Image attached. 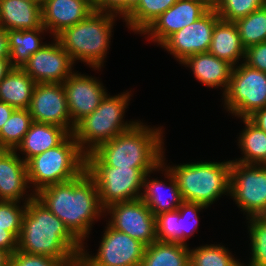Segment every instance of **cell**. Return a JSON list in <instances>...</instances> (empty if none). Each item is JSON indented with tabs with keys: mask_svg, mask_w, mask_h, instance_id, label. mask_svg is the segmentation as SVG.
Here are the masks:
<instances>
[{
	"mask_svg": "<svg viewBox=\"0 0 266 266\" xmlns=\"http://www.w3.org/2000/svg\"><path fill=\"white\" fill-rule=\"evenodd\" d=\"M178 0H140L138 6L124 19L130 30L142 34L162 13Z\"/></svg>",
	"mask_w": 266,
	"mask_h": 266,
	"instance_id": "obj_29",
	"label": "cell"
},
{
	"mask_svg": "<svg viewBox=\"0 0 266 266\" xmlns=\"http://www.w3.org/2000/svg\"><path fill=\"white\" fill-rule=\"evenodd\" d=\"M84 245L95 219L105 213L95 181L85 170L76 178L47 186L35 194ZM102 213V214H101Z\"/></svg>",
	"mask_w": 266,
	"mask_h": 266,
	"instance_id": "obj_1",
	"label": "cell"
},
{
	"mask_svg": "<svg viewBox=\"0 0 266 266\" xmlns=\"http://www.w3.org/2000/svg\"><path fill=\"white\" fill-rule=\"evenodd\" d=\"M210 7H214L219 0H204Z\"/></svg>",
	"mask_w": 266,
	"mask_h": 266,
	"instance_id": "obj_49",
	"label": "cell"
},
{
	"mask_svg": "<svg viewBox=\"0 0 266 266\" xmlns=\"http://www.w3.org/2000/svg\"><path fill=\"white\" fill-rule=\"evenodd\" d=\"M265 5L266 0H219L213 8L221 20L235 22Z\"/></svg>",
	"mask_w": 266,
	"mask_h": 266,
	"instance_id": "obj_34",
	"label": "cell"
},
{
	"mask_svg": "<svg viewBox=\"0 0 266 266\" xmlns=\"http://www.w3.org/2000/svg\"><path fill=\"white\" fill-rule=\"evenodd\" d=\"M32 123L29 109H15L0 130V149L15 150Z\"/></svg>",
	"mask_w": 266,
	"mask_h": 266,
	"instance_id": "obj_30",
	"label": "cell"
},
{
	"mask_svg": "<svg viewBox=\"0 0 266 266\" xmlns=\"http://www.w3.org/2000/svg\"><path fill=\"white\" fill-rule=\"evenodd\" d=\"M166 168L176 179L183 201L200 203L208 208L223 194L230 195V160L187 163Z\"/></svg>",
	"mask_w": 266,
	"mask_h": 266,
	"instance_id": "obj_6",
	"label": "cell"
},
{
	"mask_svg": "<svg viewBox=\"0 0 266 266\" xmlns=\"http://www.w3.org/2000/svg\"><path fill=\"white\" fill-rule=\"evenodd\" d=\"M11 254L0 249V266H9Z\"/></svg>",
	"mask_w": 266,
	"mask_h": 266,
	"instance_id": "obj_48",
	"label": "cell"
},
{
	"mask_svg": "<svg viewBox=\"0 0 266 266\" xmlns=\"http://www.w3.org/2000/svg\"><path fill=\"white\" fill-rule=\"evenodd\" d=\"M220 20L215 9L211 7L202 17L189 26L171 35L161 47L174 55L180 63L187 57L209 51L212 33Z\"/></svg>",
	"mask_w": 266,
	"mask_h": 266,
	"instance_id": "obj_14",
	"label": "cell"
},
{
	"mask_svg": "<svg viewBox=\"0 0 266 266\" xmlns=\"http://www.w3.org/2000/svg\"><path fill=\"white\" fill-rule=\"evenodd\" d=\"M9 43L7 30L0 26V59H9Z\"/></svg>",
	"mask_w": 266,
	"mask_h": 266,
	"instance_id": "obj_43",
	"label": "cell"
},
{
	"mask_svg": "<svg viewBox=\"0 0 266 266\" xmlns=\"http://www.w3.org/2000/svg\"><path fill=\"white\" fill-rule=\"evenodd\" d=\"M180 64L190 67L194 77L203 85L224 88L227 91L234 66L213 56L211 53H198L187 57Z\"/></svg>",
	"mask_w": 266,
	"mask_h": 266,
	"instance_id": "obj_21",
	"label": "cell"
},
{
	"mask_svg": "<svg viewBox=\"0 0 266 266\" xmlns=\"http://www.w3.org/2000/svg\"><path fill=\"white\" fill-rule=\"evenodd\" d=\"M11 68L9 59H0V81L6 76Z\"/></svg>",
	"mask_w": 266,
	"mask_h": 266,
	"instance_id": "obj_46",
	"label": "cell"
},
{
	"mask_svg": "<svg viewBox=\"0 0 266 266\" xmlns=\"http://www.w3.org/2000/svg\"><path fill=\"white\" fill-rule=\"evenodd\" d=\"M32 195V196H31ZM25 197L24 205L20 207V202L0 201V227H7L17 238L22 228V220L26 211V202L35 197L34 193H30ZM19 203V204H18Z\"/></svg>",
	"mask_w": 266,
	"mask_h": 266,
	"instance_id": "obj_35",
	"label": "cell"
},
{
	"mask_svg": "<svg viewBox=\"0 0 266 266\" xmlns=\"http://www.w3.org/2000/svg\"><path fill=\"white\" fill-rule=\"evenodd\" d=\"M244 64L266 73V42L245 49Z\"/></svg>",
	"mask_w": 266,
	"mask_h": 266,
	"instance_id": "obj_39",
	"label": "cell"
},
{
	"mask_svg": "<svg viewBox=\"0 0 266 266\" xmlns=\"http://www.w3.org/2000/svg\"><path fill=\"white\" fill-rule=\"evenodd\" d=\"M93 11V6L87 0H44L43 26L54 38L67 27L85 19Z\"/></svg>",
	"mask_w": 266,
	"mask_h": 266,
	"instance_id": "obj_18",
	"label": "cell"
},
{
	"mask_svg": "<svg viewBox=\"0 0 266 266\" xmlns=\"http://www.w3.org/2000/svg\"><path fill=\"white\" fill-rule=\"evenodd\" d=\"M224 246L204 245L190 250V266H242Z\"/></svg>",
	"mask_w": 266,
	"mask_h": 266,
	"instance_id": "obj_32",
	"label": "cell"
},
{
	"mask_svg": "<svg viewBox=\"0 0 266 266\" xmlns=\"http://www.w3.org/2000/svg\"><path fill=\"white\" fill-rule=\"evenodd\" d=\"M95 256L83 253L97 266H141L146 245L129 235L115 230L109 224Z\"/></svg>",
	"mask_w": 266,
	"mask_h": 266,
	"instance_id": "obj_13",
	"label": "cell"
},
{
	"mask_svg": "<svg viewBox=\"0 0 266 266\" xmlns=\"http://www.w3.org/2000/svg\"><path fill=\"white\" fill-rule=\"evenodd\" d=\"M62 85L74 126L90 115L107 94L99 79L77 72H73Z\"/></svg>",
	"mask_w": 266,
	"mask_h": 266,
	"instance_id": "obj_16",
	"label": "cell"
},
{
	"mask_svg": "<svg viewBox=\"0 0 266 266\" xmlns=\"http://www.w3.org/2000/svg\"><path fill=\"white\" fill-rule=\"evenodd\" d=\"M18 238L7 230V227H0V249L11 255L17 250Z\"/></svg>",
	"mask_w": 266,
	"mask_h": 266,
	"instance_id": "obj_41",
	"label": "cell"
},
{
	"mask_svg": "<svg viewBox=\"0 0 266 266\" xmlns=\"http://www.w3.org/2000/svg\"><path fill=\"white\" fill-rule=\"evenodd\" d=\"M248 119L266 133V107L255 111Z\"/></svg>",
	"mask_w": 266,
	"mask_h": 266,
	"instance_id": "obj_42",
	"label": "cell"
},
{
	"mask_svg": "<svg viewBox=\"0 0 266 266\" xmlns=\"http://www.w3.org/2000/svg\"><path fill=\"white\" fill-rule=\"evenodd\" d=\"M85 170L96 183L100 204L104 209L116 202L141 197L145 174L138 168L86 166Z\"/></svg>",
	"mask_w": 266,
	"mask_h": 266,
	"instance_id": "obj_9",
	"label": "cell"
},
{
	"mask_svg": "<svg viewBox=\"0 0 266 266\" xmlns=\"http://www.w3.org/2000/svg\"><path fill=\"white\" fill-rule=\"evenodd\" d=\"M83 244L36 197L26 202L17 250L59 260H76Z\"/></svg>",
	"mask_w": 266,
	"mask_h": 266,
	"instance_id": "obj_3",
	"label": "cell"
},
{
	"mask_svg": "<svg viewBox=\"0 0 266 266\" xmlns=\"http://www.w3.org/2000/svg\"><path fill=\"white\" fill-rule=\"evenodd\" d=\"M230 196L247 218L266 215V166L231 160Z\"/></svg>",
	"mask_w": 266,
	"mask_h": 266,
	"instance_id": "obj_10",
	"label": "cell"
},
{
	"mask_svg": "<svg viewBox=\"0 0 266 266\" xmlns=\"http://www.w3.org/2000/svg\"><path fill=\"white\" fill-rule=\"evenodd\" d=\"M130 96L129 92L116 96L106 94L100 105L75 126L73 135L85 155L127 131L137 122L128 123L123 120Z\"/></svg>",
	"mask_w": 266,
	"mask_h": 266,
	"instance_id": "obj_7",
	"label": "cell"
},
{
	"mask_svg": "<svg viewBox=\"0 0 266 266\" xmlns=\"http://www.w3.org/2000/svg\"><path fill=\"white\" fill-rule=\"evenodd\" d=\"M73 60L54 37L53 44H47L30 56L21 69L36 83L63 84L74 72Z\"/></svg>",
	"mask_w": 266,
	"mask_h": 266,
	"instance_id": "obj_15",
	"label": "cell"
},
{
	"mask_svg": "<svg viewBox=\"0 0 266 266\" xmlns=\"http://www.w3.org/2000/svg\"><path fill=\"white\" fill-rule=\"evenodd\" d=\"M27 1H31L33 3L39 4L40 6H42L44 2V0H27Z\"/></svg>",
	"mask_w": 266,
	"mask_h": 266,
	"instance_id": "obj_51",
	"label": "cell"
},
{
	"mask_svg": "<svg viewBox=\"0 0 266 266\" xmlns=\"http://www.w3.org/2000/svg\"><path fill=\"white\" fill-rule=\"evenodd\" d=\"M68 135L60 126L33 122L15 151L23 152L25 157L22 159L27 162L30 158L56 147Z\"/></svg>",
	"mask_w": 266,
	"mask_h": 266,
	"instance_id": "obj_23",
	"label": "cell"
},
{
	"mask_svg": "<svg viewBox=\"0 0 266 266\" xmlns=\"http://www.w3.org/2000/svg\"><path fill=\"white\" fill-rule=\"evenodd\" d=\"M46 32L44 26L32 30H7L12 68H21L30 58L46 45L41 42V33Z\"/></svg>",
	"mask_w": 266,
	"mask_h": 266,
	"instance_id": "obj_27",
	"label": "cell"
},
{
	"mask_svg": "<svg viewBox=\"0 0 266 266\" xmlns=\"http://www.w3.org/2000/svg\"><path fill=\"white\" fill-rule=\"evenodd\" d=\"M36 84L21 68H11L0 81V101L15 109H29Z\"/></svg>",
	"mask_w": 266,
	"mask_h": 266,
	"instance_id": "obj_25",
	"label": "cell"
},
{
	"mask_svg": "<svg viewBox=\"0 0 266 266\" xmlns=\"http://www.w3.org/2000/svg\"><path fill=\"white\" fill-rule=\"evenodd\" d=\"M189 249L188 245L156 240L146 246L141 266H190Z\"/></svg>",
	"mask_w": 266,
	"mask_h": 266,
	"instance_id": "obj_26",
	"label": "cell"
},
{
	"mask_svg": "<svg viewBox=\"0 0 266 266\" xmlns=\"http://www.w3.org/2000/svg\"><path fill=\"white\" fill-rule=\"evenodd\" d=\"M178 209L156 216V236L158 241L178 243Z\"/></svg>",
	"mask_w": 266,
	"mask_h": 266,
	"instance_id": "obj_37",
	"label": "cell"
},
{
	"mask_svg": "<svg viewBox=\"0 0 266 266\" xmlns=\"http://www.w3.org/2000/svg\"><path fill=\"white\" fill-rule=\"evenodd\" d=\"M116 17L94 10L82 21L64 29L55 38L74 63L80 60L99 70L105 62Z\"/></svg>",
	"mask_w": 266,
	"mask_h": 266,
	"instance_id": "obj_4",
	"label": "cell"
},
{
	"mask_svg": "<svg viewBox=\"0 0 266 266\" xmlns=\"http://www.w3.org/2000/svg\"><path fill=\"white\" fill-rule=\"evenodd\" d=\"M74 266H97V265H95L82 251L77 255Z\"/></svg>",
	"mask_w": 266,
	"mask_h": 266,
	"instance_id": "obj_45",
	"label": "cell"
},
{
	"mask_svg": "<svg viewBox=\"0 0 266 266\" xmlns=\"http://www.w3.org/2000/svg\"><path fill=\"white\" fill-rule=\"evenodd\" d=\"M93 8L101 1V0H87Z\"/></svg>",
	"mask_w": 266,
	"mask_h": 266,
	"instance_id": "obj_50",
	"label": "cell"
},
{
	"mask_svg": "<svg viewBox=\"0 0 266 266\" xmlns=\"http://www.w3.org/2000/svg\"><path fill=\"white\" fill-rule=\"evenodd\" d=\"M209 53L235 67L245 57V48L234 22L219 20L213 30ZM238 62V63H237Z\"/></svg>",
	"mask_w": 266,
	"mask_h": 266,
	"instance_id": "obj_24",
	"label": "cell"
},
{
	"mask_svg": "<svg viewBox=\"0 0 266 266\" xmlns=\"http://www.w3.org/2000/svg\"><path fill=\"white\" fill-rule=\"evenodd\" d=\"M28 184L26 162L15 150L0 149V201L20 202Z\"/></svg>",
	"mask_w": 266,
	"mask_h": 266,
	"instance_id": "obj_19",
	"label": "cell"
},
{
	"mask_svg": "<svg viewBox=\"0 0 266 266\" xmlns=\"http://www.w3.org/2000/svg\"><path fill=\"white\" fill-rule=\"evenodd\" d=\"M242 120L245 123V128L238 137V144L243 151L244 158L240 157L233 161L248 165H263L266 162V133L248 118H242Z\"/></svg>",
	"mask_w": 266,
	"mask_h": 266,
	"instance_id": "obj_28",
	"label": "cell"
},
{
	"mask_svg": "<svg viewBox=\"0 0 266 266\" xmlns=\"http://www.w3.org/2000/svg\"><path fill=\"white\" fill-rule=\"evenodd\" d=\"M0 26L5 30L42 28V6L27 0H0Z\"/></svg>",
	"mask_w": 266,
	"mask_h": 266,
	"instance_id": "obj_22",
	"label": "cell"
},
{
	"mask_svg": "<svg viewBox=\"0 0 266 266\" xmlns=\"http://www.w3.org/2000/svg\"><path fill=\"white\" fill-rule=\"evenodd\" d=\"M206 208L205 205L200 203L183 201L178 208V243L187 246V238L192 236L198 228V215L197 213Z\"/></svg>",
	"mask_w": 266,
	"mask_h": 266,
	"instance_id": "obj_36",
	"label": "cell"
},
{
	"mask_svg": "<svg viewBox=\"0 0 266 266\" xmlns=\"http://www.w3.org/2000/svg\"><path fill=\"white\" fill-rule=\"evenodd\" d=\"M29 184L34 194L41 189L70 181L86 169V155L81 151L73 133L59 145L30 158L26 162Z\"/></svg>",
	"mask_w": 266,
	"mask_h": 266,
	"instance_id": "obj_5",
	"label": "cell"
},
{
	"mask_svg": "<svg viewBox=\"0 0 266 266\" xmlns=\"http://www.w3.org/2000/svg\"><path fill=\"white\" fill-rule=\"evenodd\" d=\"M29 112L33 122L57 125L64 128L69 134L75 130L62 84L37 83L31 98Z\"/></svg>",
	"mask_w": 266,
	"mask_h": 266,
	"instance_id": "obj_12",
	"label": "cell"
},
{
	"mask_svg": "<svg viewBox=\"0 0 266 266\" xmlns=\"http://www.w3.org/2000/svg\"><path fill=\"white\" fill-rule=\"evenodd\" d=\"M14 110V107L10 106L5 102L0 101V130L2 129L3 125L9 119Z\"/></svg>",
	"mask_w": 266,
	"mask_h": 266,
	"instance_id": "obj_44",
	"label": "cell"
},
{
	"mask_svg": "<svg viewBox=\"0 0 266 266\" xmlns=\"http://www.w3.org/2000/svg\"><path fill=\"white\" fill-rule=\"evenodd\" d=\"M251 240V259L248 266H266V215L247 218Z\"/></svg>",
	"mask_w": 266,
	"mask_h": 266,
	"instance_id": "obj_33",
	"label": "cell"
},
{
	"mask_svg": "<svg viewBox=\"0 0 266 266\" xmlns=\"http://www.w3.org/2000/svg\"><path fill=\"white\" fill-rule=\"evenodd\" d=\"M164 157L165 155L162 156L161 169L165 171V175L169 179L167 181L169 182L168 185L165 184V181L163 182L162 180L160 181L157 179L149 180L148 177H150L149 176L150 173H147L145 174L144 180H143L142 191L144 193L142 192L141 197H140V199L147 205V207L151 210L154 216H157L158 214L163 213V212L174 211L178 209L181 206V203L183 202L177 181L174 178L173 174L170 172V170L166 168ZM165 189H166V193H169L167 194V196H164ZM163 196L166 199H164Z\"/></svg>",
	"mask_w": 266,
	"mask_h": 266,
	"instance_id": "obj_20",
	"label": "cell"
},
{
	"mask_svg": "<svg viewBox=\"0 0 266 266\" xmlns=\"http://www.w3.org/2000/svg\"><path fill=\"white\" fill-rule=\"evenodd\" d=\"M109 215L108 224L117 231L125 233L149 246L157 240L156 216L139 198L132 201L116 202L105 208Z\"/></svg>",
	"mask_w": 266,
	"mask_h": 266,
	"instance_id": "obj_11",
	"label": "cell"
},
{
	"mask_svg": "<svg viewBox=\"0 0 266 266\" xmlns=\"http://www.w3.org/2000/svg\"><path fill=\"white\" fill-rule=\"evenodd\" d=\"M140 0H125V18L138 6Z\"/></svg>",
	"mask_w": 266,
	"mask_h": 266,
	"instance_id": "obj_47",
	"label": "cell"
},
{
	"mask_svg": "<svg viewBox=\"0 0 266 266\" xmlns=\"http://www.w3.org/2000/svg\"><path fill=\"white\" fill-rule=\"evenodd\" d=\"M94 10L116 16L120 14L119 17L125 19V0H101Z\"/></svg>",
	"mask_w": 266,
	"mask_h": 266,
	"instance_id": "obj_40",
	"label": "cell"
},
{
	"mask_svg": "<svg viewBox=\"0 0 266 266\" xmlns=\"http://www.w3.org/2000/svg\"><path fill=\"white\" fill-rule=\"evenodd\" d=\"M149 127L137 121L127 131L86 155V166L134 167L144 174L161 170L163 130Z\"/></svg>",
	"mask_w": 266,
	"mask_h": 266,
	"instance_id": "obj_2",
	"label": "cell"
},
{
	"mask_svg": "<svg viewBox=\"0 0 266 266\" xmlns=\"http://www.w3.org/2000/svg\"><path fill=\"white\" fill-rule=\"evenodd\" d=\"M211 7L204 0H178L142 34L162 45L171 35L196 22Z\"/></svg>",
	"mask_w": 266,
	"mask_h": 266,
	"instance_id": "obj_17",
	"label": "cell"
},
{
	"mask_svg": "<svg viewBox=\"0 0 266 266\" xmlns=\"http://www.w3.org/2000/svg\"><path fill=\"white\" fill-rule=\"evenodd\" d=\"M223 98L229 113L248 118L266 107V73L244 63L236 65Z\"/></svg>",
	"mask_w": 266,
	"mask_h": 266,
	"instance_id": "obj_8",
	"label": "cell"
},
{
	"mask_svg": "<svg viewBox=\"0 0 266 266\" xmlns=\"http://www.w3.org/2000/svg\"><path fill=\"white\" fill-rule=\"evenodd\" d=\"M240 41L246 49L252 45L266 42V5L246 17L236 20Z\"/></svg>",
	"mask_w": 266,
	"mask_h": 266,
	"instance_id": "obj_31",
	"label": "cell"
},
{
	"mask_svg": "<svg viewBox=\"0 0 266 266\" xmlns=\"http://www.w3.org/2000/svg\"><path fill=\"white\" fill-rule=\"evenodd\" d=\"M74 264L75 260H59L16 250L10 257L9 266H74Z\"/></svg>",
	"mask_w": 266,
	"mask_h": 266,
	"instance_id": "obj_38",
	"label": "cell"
}]
</instances>
